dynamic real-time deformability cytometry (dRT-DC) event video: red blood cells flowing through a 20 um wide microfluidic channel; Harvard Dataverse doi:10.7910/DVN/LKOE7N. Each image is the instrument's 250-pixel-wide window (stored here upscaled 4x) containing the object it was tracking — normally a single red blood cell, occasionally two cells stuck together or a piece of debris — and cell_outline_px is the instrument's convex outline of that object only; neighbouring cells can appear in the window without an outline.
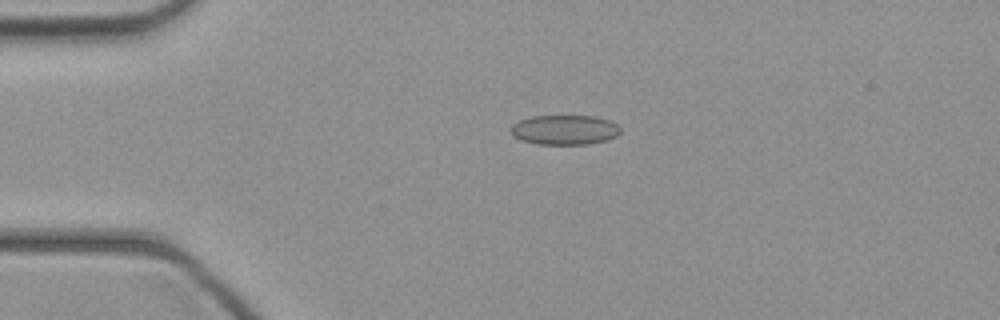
{"species": "common noctule bat (a hibernating species)", "species_latin": "Nyctalus noctula", "temperature_condition": "cold", "stored_images_in_passage": 40, "camera_frame_rate_fps": 3000, "um_per_image_px": 0.085, "animal": {"sex": "female", "body_mass_g": 21.9}, "frame": {"image": 1, "passage_image": 6, "time_ms": 1.667, "image_size_px": [1000, 320], "cell_outline_px": [[620, 132], [616, 136], [604, 140], [588, 144], [536, 144], [520, 140], [512, 136], [508, 132], [508, 128], [512, 124], [520, 120], [532, 116], [596, 116], [612, 120], [620, 128]], "centroid_in_image_um": [47.93, 11.03], "position_along_channel_um": 37.1, "area_um2": 19.25}}
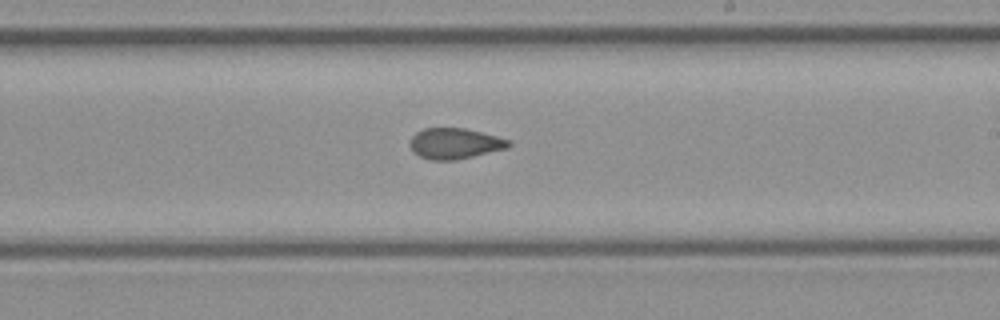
{"frame": {"image": 2, "passage_image": 22, "time_ms": 7.0, "image_size_px": [1000, 320], "cell_outline_px": [[512, 144], [508, 148], [456, 160], [432, 160], [420, 156], [412, 152], [408, 144], [412, 136], [416, 132], [424, 128], [464, 128], [512, 140]], "centroid_in_image_um": [38.65, 12.2], "position_along_channel_um": 250.4, "area_um2": 17.8}}
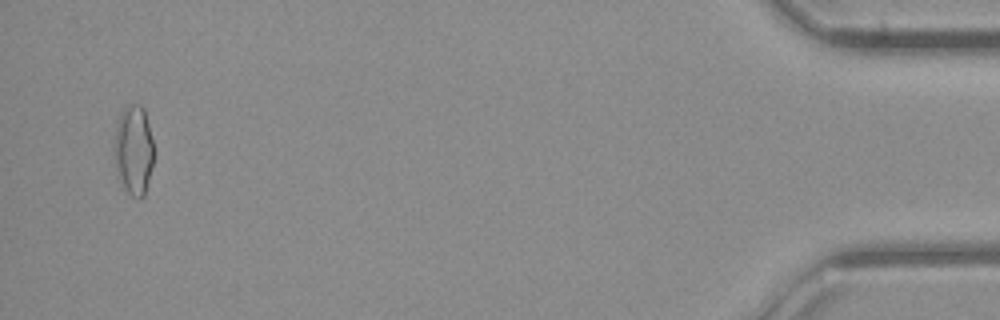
{"frame": {"image": 3, "passage_image": 39, "time_ms": 12.667, "image_size_px": [1000, 320], "cell_outline_px": [[156, 152], [144, 196], [140, 200], [132, 196], [124, 188], [116, 168], [112, 152], [112, 144], [120, 112], [124, 108], [132, 104], [140, 104], [144, 108]], "centroid_in_image_um": [11.36, 12.75], "position_along_channel_um": 423.8, "area_um2": 21.21}}